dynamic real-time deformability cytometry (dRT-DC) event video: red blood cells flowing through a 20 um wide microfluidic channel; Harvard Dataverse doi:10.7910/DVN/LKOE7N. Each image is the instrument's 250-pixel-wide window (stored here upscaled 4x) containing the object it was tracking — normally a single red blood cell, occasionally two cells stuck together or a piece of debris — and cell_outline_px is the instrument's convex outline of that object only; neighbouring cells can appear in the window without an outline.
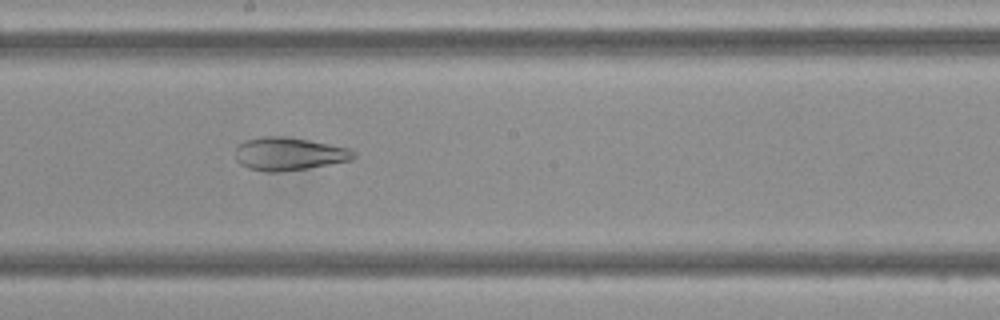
{"species": "Egyptian fruit bat (a non-hibernating species)", "species_latin": "Rousettus aegyptiacus", "temperature_condition": "cold", "stored_images_in_passage": 48, "camera_frame_rate_fps": 3000, "um_per_image_px": 0.085, "frame": {"image": 1, "passage_image": 26, "time_ms": 8.333, "image_size_px": [1000, 320], "cell_outline_px": [[356, 156], [352, 160], [308, 168], [276, 172], [264, 172], [248, 168], [240, 164], [236, 160], [236, 144], [244, 140], [264, 136], [280, 136], [308, 140], [348, 148], [356, 152]], "centroid_in_image_um": [24.52, 13.08], "position_along_channel_um": 223.7, "area_um2": 22.77}}
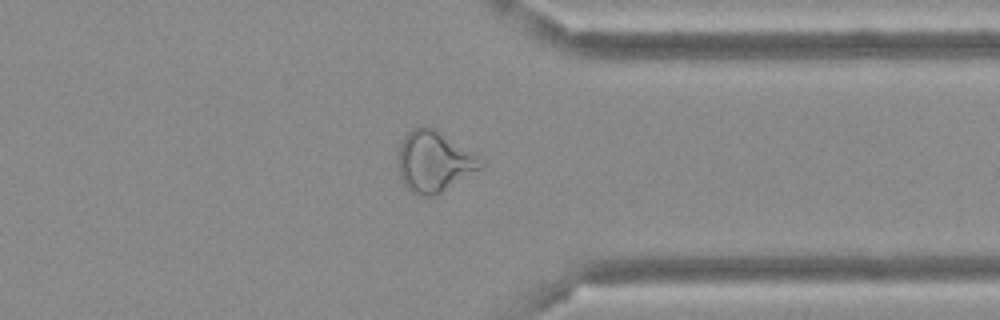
{"frame": {"image": 2, "passage_image": 37, "time_ms": 12.0, "image_size_px": [1000, 320], "cell_outline_px": [[484, 164], [480, 168], [440, 192], [432, 196], [424, 196], [412, 192], [404, 184], [400, 176], [400, 144], [404, 136], [412, 128], [424, 124], [432, 128], [484, 160]], "centroid_in_image_um": [36.87, 13.72], "position_along_channel_um": 374.5, "area_um2": 28.26}}
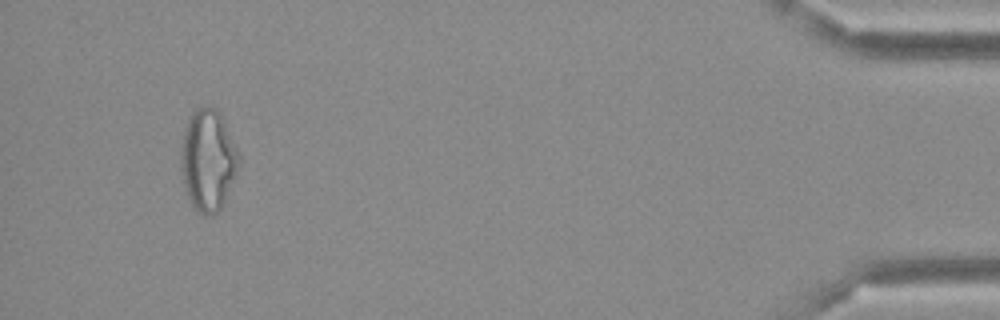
{"frame": {"image": 3, "passage_image": 45, "time_ms": 14.667, "image_size_px": [1000, 320], "cell_outline_px": [[240, 164], [224, 200], [220, 208], [212, 216], [204, 216], [196, 212], [188, 196], [184, 184], [180, 168], [180, 152], [184, 128], [192, 112], [196, 108], [204, 104], [212, 104], [220, 112], [240, 152]], "centroid_in_image_um": [17.68, 13.55], "position_along_channel_um": 417.5, "area_um2": 34.8}}